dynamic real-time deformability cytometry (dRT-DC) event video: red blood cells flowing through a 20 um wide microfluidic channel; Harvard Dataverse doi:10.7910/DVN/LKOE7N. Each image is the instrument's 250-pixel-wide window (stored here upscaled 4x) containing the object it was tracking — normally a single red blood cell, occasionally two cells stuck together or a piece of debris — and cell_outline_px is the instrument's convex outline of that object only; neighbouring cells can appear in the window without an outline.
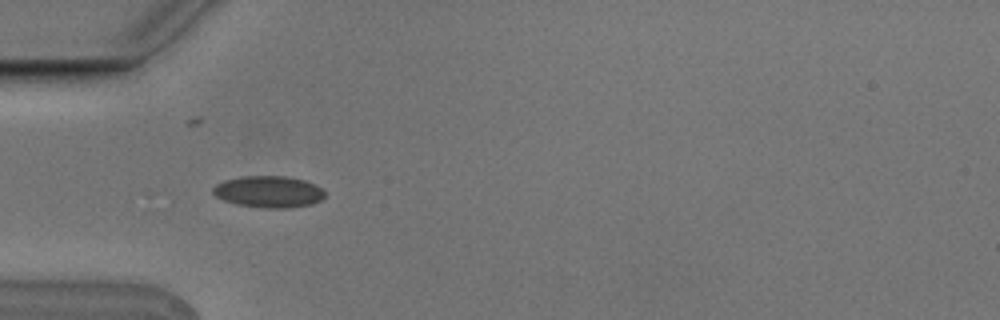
{"species": "Egyptian fruit bat (a non-hibernating species)", "species_latin": "Rousettus aegyptiacus", "temperature_condition": "cold", "stored_images_in_passage": 12, "camera_frame_rate_fps": 3000, "um_per_image_px": 0.085, "animal": {"sex": "male"}, "frame": {"image": 1, "passage_image": 2, "time_ms": 0.333, "image_size_px": [1000, 320], "cell_outline_px": [[324, 196], [320, 200], [312, 204], [288, 208], [264, 208], [236, 204], [224, 200], [216, 196], [212, 192], [212, 188], [216, 184], [224, 180], [240, 176], [284, 176], [304, 180], [320, 188], [324, 192]], "centroid_in_image_um": [22.79, 16.3], "position_along_channel_um": 62.2, "area_um2": 20.52}}
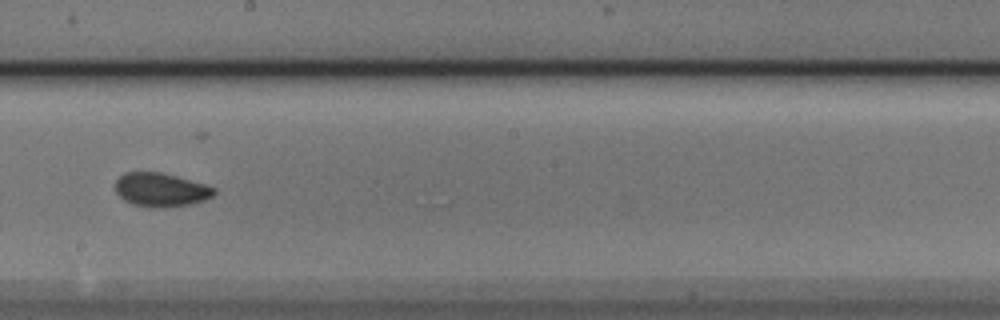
{"frame": {"image": 2, "passage_image": 6, "time_ms": 1.667, "image_size_px": [1000, 320], "cell_outline_px": [[216, 192], [212, 196], [204, 200], [192, 204], [168, 208], [152, 208], [132, 204], [124, 200], [116, 192], [116, 180], [124, 172], [160, 172], [176, 176], [204, 184], [216, 188]], "centroid_in_image_um": [13.67, 16.15], "position_along_channel_um": 234.5, "area_um2": 19.54}}
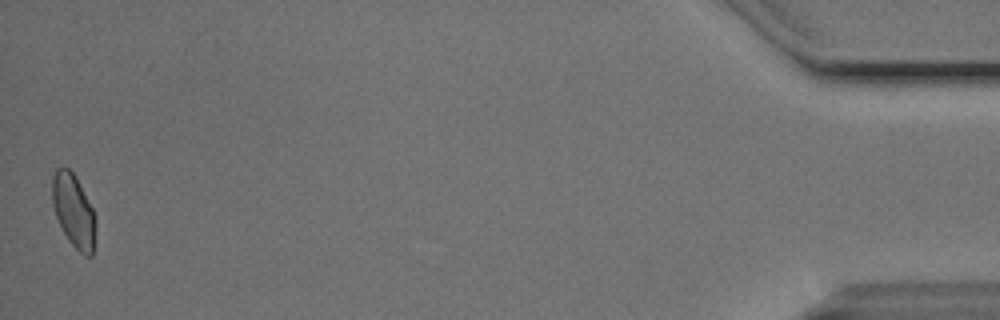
{"frame": {"image": 3, "passage_image": 12, "time_ms": 3.667, "image_size_px": [1000, 320], "cell_outline_px": [[96, 224], [92, 256], [84, 256], [68, 240], [56, 216], [52, 204], [52, 176], [56, 168], [68, 168], [76, 176], [92, 208], [96, 220]], "centroid_in_image_um": [6.25, 17.91], "position_along_channel_um": 428.9, "area_um2": 18.38}}